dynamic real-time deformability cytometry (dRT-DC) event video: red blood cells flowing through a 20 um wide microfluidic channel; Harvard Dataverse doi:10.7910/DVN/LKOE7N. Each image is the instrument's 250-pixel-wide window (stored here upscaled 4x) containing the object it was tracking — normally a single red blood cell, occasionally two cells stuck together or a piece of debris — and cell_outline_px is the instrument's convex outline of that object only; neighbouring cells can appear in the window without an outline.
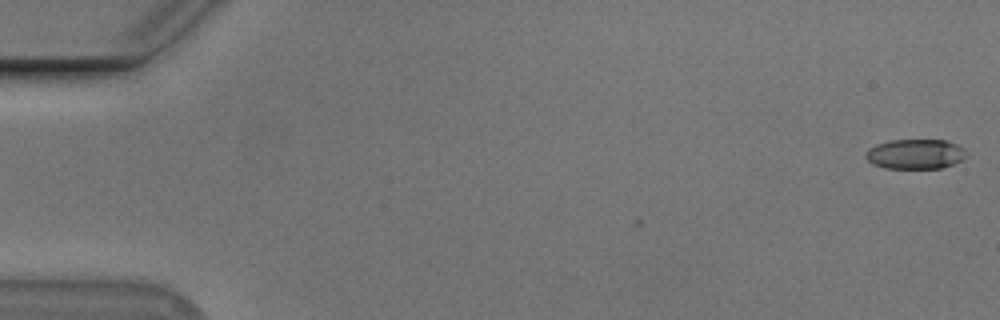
{"species": "Egyptian fruit bat (a non-hibernating species)", "species_latin": "Rousettus aegyptiacus", "temperature_condition": "cold", "stored_images_in_passage": 2, "camera_frame_rate_fps": 3000, "um_per_image_px": 0.085, "animal": {"sex": "male"}, "frame": {"image": 1, "passage_image": 2, "time_ms": 0.333, "image_size_px": [1000, 320], "cell_outline_px": [[964, 156], [960, 160], [952, 164], [940, 168], [884, 168], [872, 164], [864, 156], [868, 148], [876, 144], [888, 140], [944, 140], [956, 144], [964, 148]], "centroid_in_image_um": [77.73, 13.09], "position_along_channel_um": 7.3, "area_um2": 17.4}}